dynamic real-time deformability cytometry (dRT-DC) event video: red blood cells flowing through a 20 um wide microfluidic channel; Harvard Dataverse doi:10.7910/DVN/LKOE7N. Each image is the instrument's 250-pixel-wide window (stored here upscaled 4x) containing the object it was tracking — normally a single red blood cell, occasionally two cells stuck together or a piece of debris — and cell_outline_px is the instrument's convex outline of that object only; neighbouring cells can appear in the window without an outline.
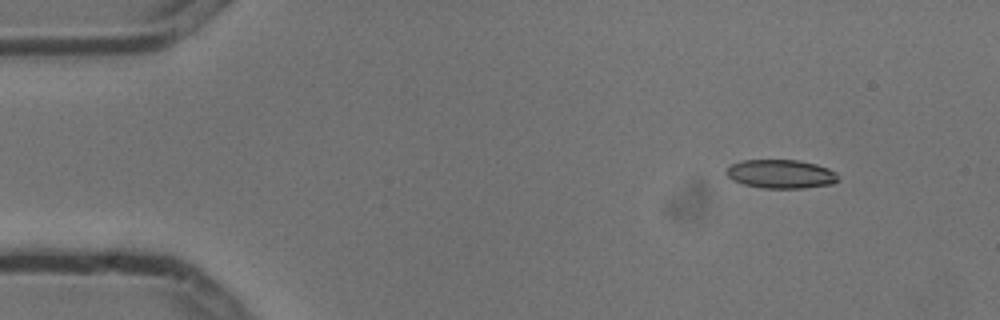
{"species": "common noctule bat (a hibernating species)", "species_latin": "Nyctalus noctula", "temperature_condition": "cold", "stored_images_in_passage": 4, "camera_frame_rate_fps": 3000, "um_per_image_px": 0.085, "animal": {"sex": "male", "body_mass_g": 13.3}, "frame": {"image": 1, "passage_image": 2, "time_ms": 0.333, "image_size_px": [1000, 320], "cell_outline_px": [[840, 180], [832, 184], [804, 188], [764, 188], [744, 184], [732, 180], [724, 172], [732, 164], [744, 160], [796, 160], [816, 164], [828, 168], [836, 172]], "centroid_in_image_um": [66.4, 14.79], "position_along_channel_um": 18.6, "area_um2": 18.73}}
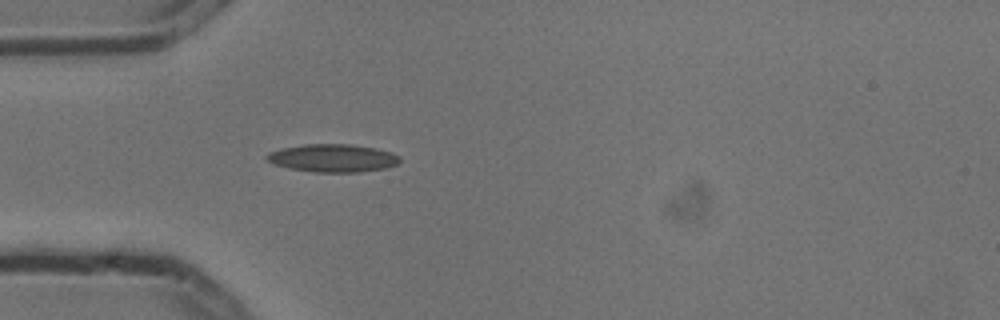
{"frame": {"image": 2, "passage_image": 4, "time_ms": 1.0, "image_size_px": [1000, 320], "cell_outline_px": [[400, 160], [396, 164], [384, 168], [360, 172], [316, 172], [288, 168], [272, 164], [264, 156], [268, 152], [284, 148], [304, 144], [352, 144], [376, 148], [392, 152], [400, 156]], "centroid_in_image_um": [28.28, 13.43], "position_along_channel_um": 56.7, "area_um2": 21.68}}